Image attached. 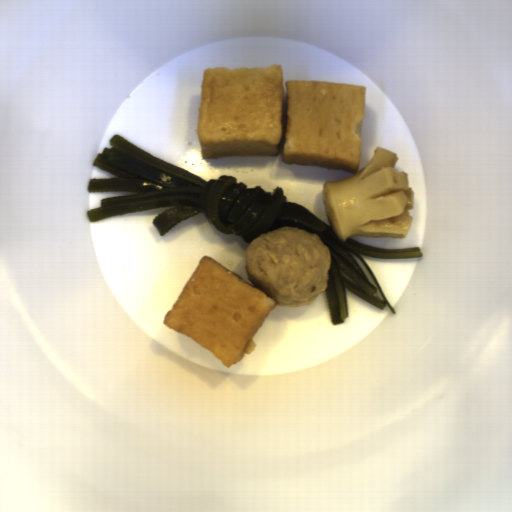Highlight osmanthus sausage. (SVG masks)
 <instances>
[{
	"instance_id": "d35146e8",
	"label": "osmanthus sausage",
	"mask_w": 512,
	"mask_h": 512,
	"mask_svg": "<svg viewBox=\"0 0 512 512\" xmlns=\"http://www.w3.org/2000/svg\"><path fill=\"white\" fill-rule=\"evenodd\" d=\"M399 159L396 152L375 146L368 164L356 174L324 181L323 204L337 238H406L415 198L407 172L395 169Z\"/></svg>"
}]
</instances>
